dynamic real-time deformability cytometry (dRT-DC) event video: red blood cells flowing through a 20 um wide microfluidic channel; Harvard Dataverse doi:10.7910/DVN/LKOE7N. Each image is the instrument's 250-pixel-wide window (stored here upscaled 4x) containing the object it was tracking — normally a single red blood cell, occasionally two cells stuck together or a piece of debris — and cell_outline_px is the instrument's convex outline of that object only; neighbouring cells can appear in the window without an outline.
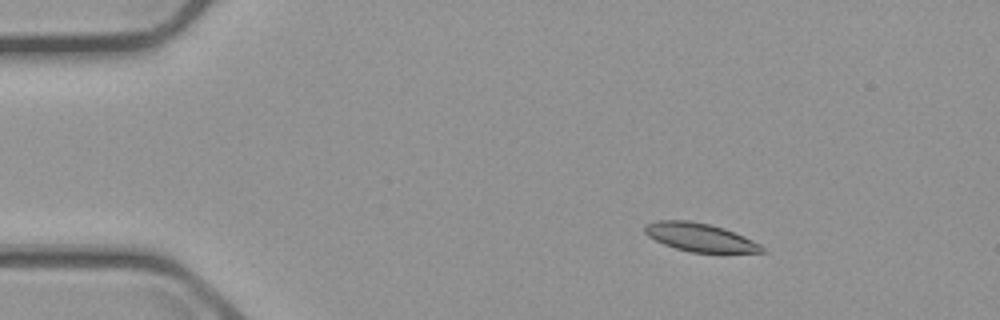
{"species": "common noctule bat (a hibernating species)", "species_latin": "Nyctalus noctula", "temperature_condition": "cold", "stored_images_in_passage": 8, "camera_frame_rate_fps": 3000, "um_per_image_px": 0.085, "animal": {"sex": "male", "body_mass_g": 23.1, "forearm_length_mm": 52.7}, "frame": {"image": 1, "passage_image": 3, "time_ms": 2.667, "image_size_px": [1000, 320], "cell_outline_px": [[768, 252], [692, 252], [676, 248], [664, 244], [648, 236], [644, 232], [644, 224], [656, 220], [688, 220], [708, 224], [724, 228], [752, 240], [760, 244]], "centroid_in_image_um": [59.46, 20.16], "position_along_channel_um": 25.5, "area_um2": 19.13}}
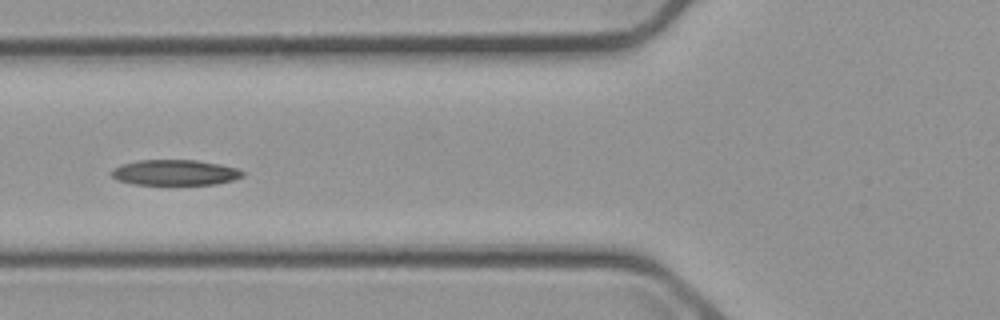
{"frame": {"image": 2, "passage_image": 6, "time_ms": 7.0, "image_size_px": [1000, 320], "cell_outline_px": [[244, 176], [232, 180], [216, 184], [132, 184], [116, 180], [108, 172], [112, 168], [124, 164], [140, 160], [196, 160], [220, 164], [236, 168], [244, 172]], "centroid_in_image_um": [14.84, 14.66], "position_along_channel_um": 111.0, "area_um2": 19.48}}
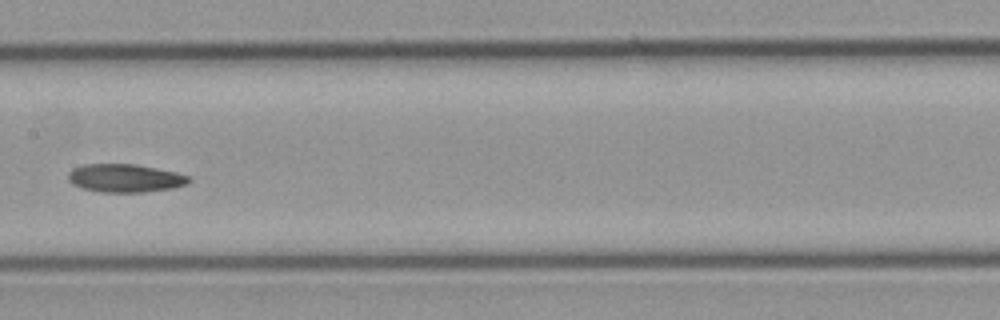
{"frame": {"image": 3, "passage_image": 8, "time_ms": 9.333, "image_size_px": [1000, 320], "cell_outline_px": [[192, 180], [188, 184], [172, 188], [144, 192], [100, 192], [84, 188], [72, 184], [68, 180], [68, 172], [72, 168], [84, 164], [136, 164], [176, 172], [188, 176]], "centroid_in_image_um": [10.62, 15.14], "position_along_channel_um": 196.8, "area_um2": 19.88}}